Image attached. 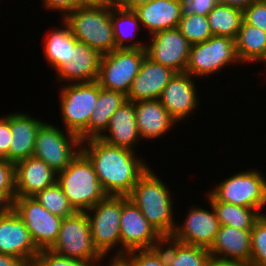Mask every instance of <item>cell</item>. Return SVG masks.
I'll list each match as a JSON object with an SVG mask.
<instances>
[{
  "label": "cell",
  "instance_id": "obj_18",
  "mask_svg": "<svg viewBox=\"0 0 266 266\" xmlns=\"http://www.w3.org/2000/svg\"><path fill=\"white\" fill-rule=\"evenodd\" d=\"M101 54L87 44L76 41L72 47V59L56 71V80L63 85L89 83L97 80ZM64 82V83H63Z\"/></svg>",
  "mask_w": 266,
  "mask_h": 266
},
{
  "label": "cell",
  "instance_id": "obj_10",
  "mask_svg": "<svg viewBox=\"0 0 266 266\" xmlns=\"http://www.w3.org/2000/svg\"><path fill=\"white\" fill-rule=\"evenodd\" d=\"M53 253L83 261H104L93 244L90 223L85 211L63 218L58 237L49 249Z\"/></svg>",
  "mask_w": 266,
  "mask_h": 266
},
{
  "label": "cell",
  "instance_id": "obj_49",
  "mask_svg": "<svg viewBox=\"0 0 266 266\" xmlns=\"http://www.w3.org/2000/svg\"><path fill=\"white\" fill-rule=\"evenodd\" d=\"M107 266H126V265L121 260H110Z\"/></svg>",
  "mask_w": 266,
  "mask_h": 266
},
{
  "label": "cell",
  "instance_id": "obj_28",
  "mask_svg": "<svg viewBox=\"0 0 266 266\" xmlns=\"http://www.w3.org/2000/svg\"><path fill=\"white\" fill-rule=\"evenodd\" d=\"M126 101L125 94L100 87L95 110L89 119L88 139L98 138L107 129L114 112Z\"/></svg>",
  "mask_w": 266,
  "mask_h": 266
},
{
  "label": "cell",
  "instance_id": "obj_17",
  "mask_svg": "<svg viewBox=\"0 0 266 266\" xmlns=\"http://www.w3.org/2000/svg\"><path fill=\"white\" fill-rule=\"evenodd\" d=\"M0 253L33 263L39 253L24 222L12 209L0 216Z\"/></svg>",
  "mask_w": 266,
  "mask_h": 266
},
{
  "label": "cell",
  "instance_id": "obj_46",
  "mask_svg": "<svg viewBox=\"0 0 266 266\" xmlns=\"http://www.w3.org/2000/svg\"><path fill=\"white\" fill-rule=\"evenodd\" d=\"M254 1H258V0H218V2L221 4L236 7L241 10H244L247 6H249Z\"/></svg>",
  "mask_w": 266,
  "mask_h": 266
},
{
  "label": "cell",
  "instance_id": "obj_40",
  "mask_svg": "<svg viewBox=\"0 0 266 266\" xmlns=\"http://www.w3.org/2000/svg\"><path fill=\"white\" fill-rule=\"evenodd\" d=\"M218 0H181L182 15L207 14L217 5Z\"/></svg>",
  "mask_w": 266,
  "mask_h": 266
},
{
  "label": "cell",
  "instance_id": "obj_4",
  "mask_svg": "<svg viewBox=\"0 0 266 266\" xmlns=\"http://www.w3.org/2000/svg\"><path fill=\"white\" fill-rule=\"evenodd\" d=\"M77 41L101 55L116 50L111 7H77L62 19Z\"/></svg>",
  "mask_w": 266,
  "mask_h": 266
},
{
  "label": "cell",
  "instance_id": "obj_23",
  "mask_svg": "<svg viewBox=\"0 0 266 266\" xmlns=\"http://www.w3.org/2000/svg\"><path fill=\"white\" fill-rule=\"evenodd\" d=\"M35 118L26 112H10L12 138L9 148V162L15 164L32 156L37 133L45 123L42 119Z\"/></svg>",
  "mask_w": 266,
  "mask_h": 266
},
{
  "label": "cell",
  "instance_id": "obj_22",
  "mask_svg": "<svg viewBox=\"0 0 266 266\" xmlns=\"http://www.w3.org/2000/svg\"><path fill=\"white\" fill-rule=\"evenodd\" d=\"M109 145L135 151L142 140L135 117V104L126 101L110 118L107 129L98 137Z\"/></svg>",
  "mask_w": 266,
  "mask_h": 266
},
{
  "label": "cell",
  "instance_id": "obj_13",
  "mask_svg": "<svg viewBox=\"0 0 266 266\" xmlns=\"http://www.w3.org/2000/svg\"><path fill=\"white\" fill-rule=\"evenodd\" d=\"M120 237L121 259L133 250L156 248L163 240L128 196H122Z\"/></svg>",
  "mask_w": 266,
  "mask_h": 266
},
{
  "label": "cell",
  "instance_id": "obj_20",
  "mask_svg": "<svg viewBox=\"0 0 266 266\" xmlns=\"http://www.w3.org/2000/svg\"><path fill=\"white\" fill-rule=\"evenodd\" d=\"M56 182L57 173L35 156L15 163V197H33Z\"/></svg>",
  "mask_w": 266,
  "mask_h": 266
},
{
  "label": "cell",
  "instance_id": "obj_33",
  "mask_svg": "<svg viewBox=\"0 0 266 266\" xmlns=\"http://www.w3.org/2000/svg\"><path fill=\"white\" fill-rule=\"evenodd\" d=\"M33 197L53 215L65 218L76 212L57 182Z\"/></svg>",
  "mask_w": 266,
  "mask_h": 266
},
{
  "label": "cell",
  "instance_id": "obj_1",
  "mask_svg": "<svg viewBox=\"0 0 266 266\" xmlns=\"http://www.w3.org/2000/svg\"><path fill=\"white\" fill-rule=\"evenodd\" d=\"M81 151L92 163L107 195L128 196L149 168L135 151L109 145L100 138L82 141Z\"/></svg>",
  "mask_w": 266,
  "mask_h": 266
},
{
  "label": "cell",
  "instance_id": "obj_44",
  "mask_svg": "<svg viewBox=\"0 0 266 266\" xmlns=\"http://www.w3.org/2000/svg\"><path fill=\"white\" fill-rule=\"evenodd\" d=\"M114 5L112 0H77L78 7H112Z\"/></svg>",
  "mask_w": 266,
  "mask_h": 266
},
{
  "label": "cell",
  "instance_id": "obj_6",
  "mask_svg": "<svg viewBox=\"0 0 266 266\" xmlns=\"http://www.w3.org/2000/svg\"><path fill=\"white\" fill-rule=\"evenodd\" d=\"M63 85L59 89V105L64 128L84 141L88 139L89 119L95 110L100 85L96 81Z\"/></svg>",
  "mask_w": 266,
  "mask_h": 266
},
{
  "label": "cell",
  "instance_id": "obj_11",
  "mask_svg": "<svg viewBox=\"0 0 266 266\" xmlns=\"http://www.w3.org/2000/svg\"><path fill=\"white\" fill-rule=\"evenodd\" d=\"M145 56V49H116L103 54L96 82L101 88L127 96Z\"/></svg>",
  "mask_w": 266,
  "mask_h": 266
},
{
  "label": "cell",
  "instance_id": "obj_14",
  "mask_svg": "<svg viewBox=\"0 0 266 266\" xmlns=\"http://www.w3.org/2000/svg\"><path fill=\"white\" fill-rule=\"evenodd\" d=\"M146 43V56L152 61L167 66L177 73L185 72L191 43L178 28L154 33Z\"/></svg>",
  "mask_w": 266,
  "mask_h": 266
},
{
  "label": "cell",
  "instance_id": "obj_29",
  "mask_svg": "<svg viewBox=\"0 0 266 266\" xmlns=\"http://www.w3.org/2000/svg\"><path fill=\"white\" fill-rule=\"evenodd\" d=\"M61 21V28L52 30L45 39L43 54L46 62L55 72L72 59V47L77 39L71 34L68 25Z\"/></svg>",
  "mask_w": 266,
  "mask_h": 266
},
{
  "label": "cell",
  "instance_id": "obj_31",
  "mask_svg": "<svg viewBox=\"0 0 266 266\" xmlns=\"http://www.w3.org/2000/svg\"><path fill=\"white\" fill-rule=\"evenodd\" d=\"M216 213L220 225L242 230H251L256 219L261 215L254 208L217 201L209 192L206 195Z\"/></svg>",
  "mask_w": 266,
  "mask_h": 266
},
{
  "label": "cell",
  "instance_id": "obj_41",
  "mask_svg": "<svg viewBox=\"0 0 266 266\" xmlns=\"http://www.w3.org/2000/svg\"><path fill=\"white\" fill-rule=\"evenodd\" d=\"M12 138L10 129V113L0 117V159H5L9 162V148Z\"/></svg>",
  "mask_w": 266,
  "mask_h": 266
},
{
  "label": "cell",
  "instance_id": "obj_37",
  "mask_svg": "<svg viewBox=\"0 0 266 266\" xmlns=\"http://www.w3.org/2000/svg\"><path fill=\"white\" fill-rule=\"evenodd\" d=\"M101 262L103 261H83L55 254L51 250H41L31 266H102Z\"/></svg>",
  "mask_w": 266,
  "mask_h": 266
},
{
  "label": "cell",
  "instance_id": "obj_26",
  "mask_svg": "<svg viewBox=\"0 0 266 266\" xmlns=\"http://www.w3.org/2000/svg\"><path fill=\"white\" fill-rule=\"evenodd\" d=\"M111 22L113 36L117 49H145L146 43L135 40L137 32H140L141 24L138 15L134 10H127L118 7L116 4L111 7ZM128 41V42H127ZM135 41V42H134Z\"/></svg>",
  "mask_w": 266,
  "mask_h": 266
},
{
  "label": "cell",
  "instance_id": "obj_19",
  "mask_svg": "<svg viewBox=\"0 0 266 266\" xmlns=\"http://www.w3.org/2000/svg\"><path fill=\"white\" fill-rule=\"evenodd\" d=\"M176 73L173 69L145 56L139 73L131 84L127 100L136 102L159 99L163 89Z\"/></svg>",
  "mask_w": 266,
  "mask_h": 266
},
{
  "label": "cell",
  "instance_id": "obj_27",
  "mask_svg": "<svg viewBox=\"0 0 266 266\" xmlns=\"http://www.w3.org/2000/svg\"><path fill=\"white\" fill-rule=\"evenodd\" d=\"M235 46L242 65L257 61L266 63V32L262 29L243 20L235 38Z\"/></svg>",
  "mask_w": 266,
  "mask_h": 266
},
{
  "label": "cell",
  "instance_id": "obj_15",
  "mask_svg": "<svg viewBox=\"0 0 266 266\" xmlns=\"http://www.w3.org/2000/svg\"><path fill=\"white\" fill-rule=\"evenodd\" d=\"M208 203L211 210L196 207V205L190 206L185 220L181 225L176 223L170 237L178 242L209 250L216 239L220 224L211 203Z\"/></svg>",
  "mask_w": 266,
  "mask_h": 266
},
{
  "label": "cell",
  "instance_id": "obj_32",
  "mask_svg": "<svg viewBox=\"0 0 266 266\" xmlns=\"http://www.w3.org/2000/svg\"><path fill=\"white\" fill-rule=\"evenodd\" d=\"M207 18L213 36L235 39L243 21V10L218 2Z\"/></svg>",
  "mask_w": 266,
  "mask_h": 266
},
{
  "label": "cell",
  "instance_id": "obj_24",
  "mask_svg": "<svg viewBox=\"0 0 266 266\" xmlns=\"http://www.w3.org/2000/svg\"><path fill=\"white\" fill-rule=\"evenodd\" d=\"M137 128L141 140H154L166 135L177 124L160 103L156 100H140L134 102Z\"/></svg>",
  "mask_w": 266,
  "mask_h": 266
},
{
  "label": "cell",
  "instance_id": "obj_34",
  "mask_svg": "<svg viewBox=\"0 0 266 266\" xmlns=\"http://www.w3.org/2000/svg\"><path fill=\"white\" fill-rule=\"evenodd\" d=\"M177 28L191 44L204 42L213 36L207 16L195 13L182 15Z\"/></svg>",
  "mask_w": 266,
  "mask_h": 266
},
{
  "label": "cell",
  "instance_id": "obj_9",
  "mask_svg": "<svg viewBox=\"0 0 266 266\" xmlns=\"http://www.w3.org/2000/svg\"><path fill=\"white\" fill-rule=\"evenodd\" d=\"M81 144L82 140L77 134L60 129L47 121L37 133L32 156L44 161L58 173L79 154Z\"/></svg>",
  "mask_w": 266,
  "mask_h": 266
},
{
  "label": "cell",
  "instance_id": "obj_5",
  "mask_svg": "<svg viewBox=\"0 0 266 266\" xmlns=\"http://www.w3.org/2000/svg\"><path fill=\"white\" fill-rule=\"evenodd\" d=\"M85 212L90 223L93 244L97 251L106 259L109 252L115 250L109 260H121L122 196L107 195Z\"/></svg>",
  "mask_w": 266,
  "mask_h": 266
},
{
  "label": "cell",
  "instance_id": "obj_45",
  "mask_svg": "<svg viewBox=\"0 0 266 266\" xmlns=\"http://www.w3.org/2000/svg\"><path fill=\"white\" fill-rule=\"evenodd\" d=\"M153 0H119L116 5L123 9L134 10L138 6L150 3Z\"/></svg>",
  "mask_w": 266,
  "mask_h": 266
},
{
  "label": "cell",
  "instance_id": "obj_35",
  "mask_svg": "<svg viewBox=\"0 0 266 266\" xmlns=\"http://www.w3.org/2000/svg\"><path fill=\"white\" fill-rule=\"evenodd\" d=\"M247 266H266V213L256 219L251 229V258Z\"/></svg>",
  "mask_w": 266,
  "mask_h": 266
},
{
  "label": "cell",
  "instance_id": "obj_8",
  "mask_svg": "<svg viewBox=\"0 0 266 266\" xmlns=\"http://www.w3.org/2000/svg\"><path fill=\"white\" fill-rule=\"evenodd\" d=\"M233 63L235 66L242 63L237 55L235 39L227 36H212L204 42L191 45L185 73L195 79L196 77L208 78Z\"/></svg>",
  "mask_w": 266,
  "mask_h": 266
},
{
  "label": "cell",
  "instance_id": "obj_39",
  "mask_svg": "<svg viewBox=\"0 0 266 266\" xmlns=\"http://www.w3.org/2000/svg\"><path fill=\"white\" fill-rule=\"evenodd\" d=\"M243 20L266 32V2L263 0L252 2L243 10Z\"/></svg>",
  "mask_w": 266,
  "mask_h": 266
},
{
  "label": "cell",
  "instance_id": "obj_36",
  "mask_svg": "<svg viewBox=\"0 0 266 266\" xmlns=\"http://www.w3.org/2000/svg\"><path fill=\"white\" fill-rule=\"evenodd\" d=\"M121 261L126 266H168L164 249L161 246L152 249L133 250L126 253Z\"/></svg>",
  "mask_w": 266,
  "mask_h": 266
},
{
  "label": "cell",
  "instance_id": "obj_25",
  "mask_svg": "<svg viewBox=\"0 0 266 266\" xmlns=\"http://www.w3.org/2000/svg\"><path fill=\"white\" fill-rule=\"evenodd\" d=\"M141 27L154 33L177 28L182 18L181 0H153L134 9Z\"/></svg>",
  "mask_w": 266,
  "mask_h": 266
},
{
  "label": "cell",
  "instance_id": "obj_43",
  "mask_svg": "<svg viewBox=\"0 0 266 266\" xmlns=\"http://www.w3.org/2000/svg\"><path fill=\"white\" fill-rule=\"evenodd\" d=\"M0 266H31L27 261L0 253Z\"/></svg>",
  "mask_w": 266,
  "mask_h": 266
},
{
  "label": "cell",
  "instance_id": "obj_16",
  "mask_svg": "<svg viewBox=\"0 0 266 266\" xmlns=\"http://www.w3.org/2000/svg\"><path fill=\"white\" fill-rule=\"evenodd\" d=\"M195 79L188 73H176L163 89L159 101L178 122L185 121L200 106Z\"/></svg>",
  "mask_w": 266,
  "mask_h": 266
},
{
  "label": "cell",
  "instance_id": "obj_38",
  "mask_svg": "<svg viewBox=\"0 0 266 266\" xmlns=\"http://www.w3.org/2000/svg\"><path fill=\"white\" fill-rule=\"evenodd\" d=\"M0 193L15 199V164L5 159H0Z\"/></svg>",
  "mask_w": 266,
  "mask_h": 266
},
{
  "label": "cell",
  "instance_id": "obj_50",
  "mask_svg": "<svg viewBox=\"0 0 266 266\" xmlns=\"http://www.w3.org/2000/svg\"><path fill=\"white\" fill-rule=\"evenodd\" d=\"M115 4L119 1V0H112Z\"/></svg>",
  "mask_w": 266,
  "mask_h": 266
},
{
  "label": "cell",
  "instance_id": "obj_7",
  "mask_svg": "<svg viewBox=\"0 0 266 266\" xmlns=\"http://www.w3.org/2000/svg\"><path fill=\"white\" fill-rule=\"evenodd\" d=\"M209 193L225 203L254 208L260 214L266 207V177L257 169L238 171L219 181Z\"/></svg>",
  "mask_w": 266,
  "mask_h": 266
},
{
  "label": "cell",
  "instance_id": "obj_30",
  "mask_svg": "<svg viewBox=\"0 0 266 266\" xmlns=\"http://www.w3.org/2000/svg\"><path fill=\"white\" fill-rule=\"evenodd\" d=\"M160 246L164 249L168 266H206L211 259L208 249L184 244L171 237H163Z\"/></svg>",
  "mask_w": 266,
  "mask_h": 266
},
{
  "label": "cell",
  "instance_id": "obj_2",
  "mask_svg": "<svg viewBox=\"0 0 266 266\" xmlns=\"http://www.w3.org/2000/svg\"><path fill=\"white\" fill-rule=\"evenodd\" d=\"M161 179L149 167L138 179L128 199L138 207L162 237H170L177 223L173 214L175 207L172 191Z\"/></svg>",
  "mask_w": 266,
  "mask_h": 266
},
{
  "label": "cell",
  "instance_id": "obj_42",
  "mask_svg": "<svg viewBox=\"0 0 266 266\" xmlns=\"http://www.w3.org/2000/svg\"><path fill=\"white\" fill-rule=\"evenodd\" d=\"M43 8L53 11L57 10L61 13V19H63L68 13L74 11L77 6V0H41Z\"/></svg>",
  "mask_w": 266,
  "mask_h": 266
},
{
  "label": "cell",
  "instance_id": "obj_48",
  "mask_svg": "<svg viewBox=\"0 0 266 266\" xmlns=\"http://www.w3.org/2000/svg\"><path fill=\"white\" fill-rule=\"evenodd\" d=\"M206 266H247L234 261H222L211 258Z\"/></svg>",
  "mask_w": 266,
  "mask_h": 266
},
{
  "label": "cell",
  "instance_id": "obj_3",
  "mask_svg": "<svg viewBox=\"0 0 266 266\" xmlns=\"http://www.w3.org/2000/svg\"><path fill=\"white\" fill-rule=\"evenodd\" d=\"M57 183L76 211H87L107 196L92 163L82 151L57 173Z\"/></svg>",
  "mask_w": 266,
  "mask_h": 266
},
{
  "label": "cell",
  "instance_id": "obj_47",
  "mask_svg": "<svg viewBox=\"0 0 266 266\" xmlns=\"http://www.w3.org/2000/svg\"><path fill=\"white\" fill-rule=\"evenodd\" d=\"M13 202L3 193H0V216L9 213L12 210Z\"/></svg>",
  "mask_w": 266,
  "mask_h": 266
},
{
  "label": "cell",
  "instance_id": "obj_12",
  "mask_svg": "<svg viewBox=\"0 0 266 266\" xmlns=\"http://www.w3.org/2000/svg\"><path fill=\"white\" fill-rule=\"evenodd\" d=\"M12 209L24 222L39 251L49 250L54 245L62 217L50 213L34 197H15Z\"/></svg>",
  "mask_w": 266,
  "mask_h": 266
},
{
  "label": "cell",
  "instance_id": "obj_21",
  "mask_svg": "<svg viewBox=\"0 0 266 266\" xmlns=\"http://www.w3.org/2000/svg\"><path fill=\"white\" fill-rule=\"evenodd\" d=\"M209 253L213 259L248 265L251 258V230L220 225Z\"/></svg>",
  "mask_w": 266,
  "mask_h": 266
}]
</instances>
